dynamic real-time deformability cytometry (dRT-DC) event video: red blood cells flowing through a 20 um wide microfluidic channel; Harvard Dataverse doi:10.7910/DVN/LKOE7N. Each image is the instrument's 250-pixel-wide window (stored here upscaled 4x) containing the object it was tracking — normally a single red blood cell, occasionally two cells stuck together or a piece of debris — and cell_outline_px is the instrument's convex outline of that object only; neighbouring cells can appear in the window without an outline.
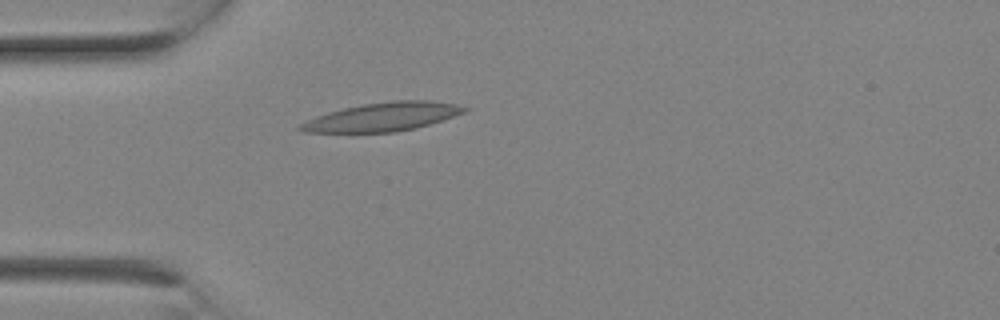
{"species": "Egyptian fruit bat (a non-hibernating species)", "species_latin": "Rousettus aegyptiacus", "temperature_condition": "room temperature", "stored_images_in_passage": 1, "camera_frame_rate_fps": 3000, "um_per_image_px": 0.085, "animal": {"sex": "female"}, "frame": {"image": 1, "passage_image": 1, "time_ms": 0.0, "image_size_px": [1000, 320], "cell_outline_px": [[472, 108], [464, 112], [416, 128], [396, 132], [304, 132], [296, 128], [300, 124], [316, 116], [328, 112], [344, 108], [364, 104], [392, 100], [428, 100], [456, 104]], "centroid_in_image_um": [32.53, 9.93], "position_along_channel_um": 52.5, "area_um2": 27.05}}